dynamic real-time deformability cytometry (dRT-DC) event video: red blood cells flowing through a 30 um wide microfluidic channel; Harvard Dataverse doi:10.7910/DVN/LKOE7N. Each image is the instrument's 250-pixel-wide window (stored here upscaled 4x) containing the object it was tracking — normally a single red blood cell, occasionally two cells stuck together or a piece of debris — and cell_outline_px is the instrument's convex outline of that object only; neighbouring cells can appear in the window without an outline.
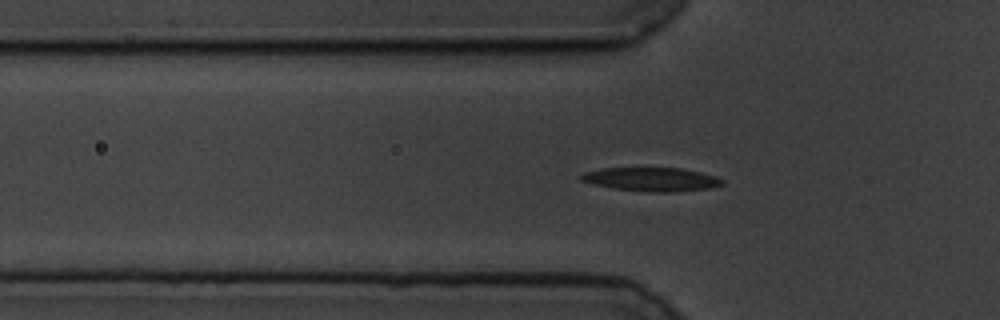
{"species": "common noctule bat (a hibernating species)", "species_latin": "Nyctalus noctula", "temperature_condition": "cold", "stored_images_in_passage": 58, "camera_frame_rate_fps": 3000, "um_per_image_px": 0.085, "animal": {"sex": "male", "body_mass_g": 19.5, "forearm_length_mm": 54.6}, "frame": {"image": 1, "passage_image": 18, "time_ms": 5.667, "image_size_px": [1000, 320], "cell_outline_px": [[724, 184], [712, 188], [672, 192], [648, 192], [612, 188], [580, 180], [580, 176], [584, 172], [600, 168], [680, 168], [700, 172], [724, 180]], "centroid_in_image_um": [55.38, 15.24], "position_along_channel_um": 70.4, "area_um2": 19.42}}
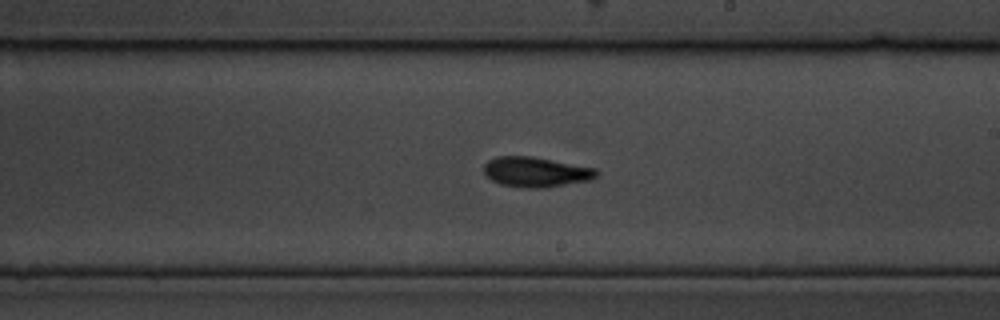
{"frame": {"image": 2, "passage_image": 33, "time_ms": 10.667, "image_size_px": [1000, 320], "cell_outline_px": [[600, 172], [592, 180], [544, 188], [520, 188], [500, 184], [492, 180], [484, 172], [484, 164], [488, 160], [496, 156], [532, 156], [596, 168]], "centroid_in_image_um": [45.56, 14.62], "position_along_channel_um": 243.4, "area_um2": 19.94}}
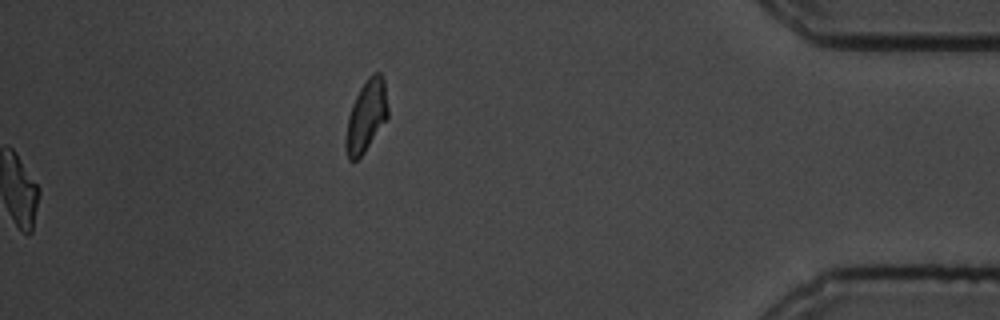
{"frame": {"image": 3, "passage_image": 58, "time_ms": 19.0, "image_size_px": [1000, 320], "cell_outline_px": [[388, 116], [364, 152], [356, 160], [348, 160], [344, 148], [344, 140], [348, 116], [352, 104], [360, 88], [368, 76], [372, 72], [380, 72], [384, 80], [388, 108]], "centroid_in_image_um": [31.1, 9.85], "position_along_channel_um": 404.1, "area_um2": 17.57}, "authors_computed_cell_mechanics": {"area_um2": 18.5249, "velocity_mm_per_s": 3.464, "shape_relaxation_time_tau1_ms": 3.3436, "shape_relaxation_time_tau2_ms": 5.6616, "deformation_change_tau1": 0.1265, "deformation_change_tau2": 0.1437}}